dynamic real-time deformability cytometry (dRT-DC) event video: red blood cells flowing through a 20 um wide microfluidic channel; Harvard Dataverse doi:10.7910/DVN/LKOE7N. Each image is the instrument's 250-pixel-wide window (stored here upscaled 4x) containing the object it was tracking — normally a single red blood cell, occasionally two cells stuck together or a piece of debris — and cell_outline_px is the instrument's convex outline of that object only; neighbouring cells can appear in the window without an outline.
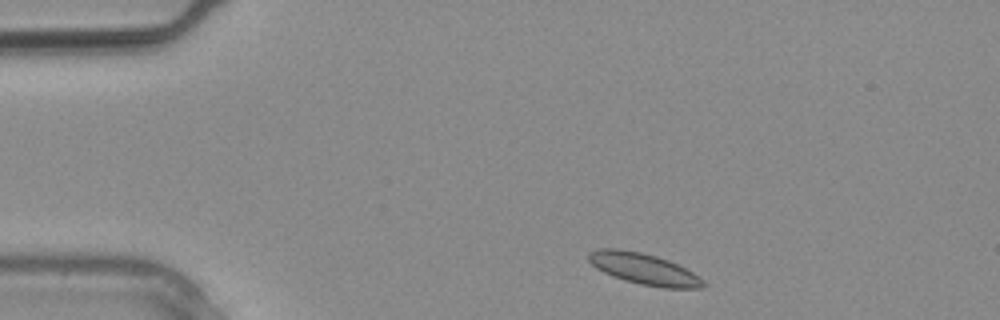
{"species": "common noctule bat (a hibernating species)", "species_latin": "Nyctalus noctula", "temperature_condition": "warm", "stored_images_in_passage": 25, "camera_frame_rate_fps": 3000, "um_per_image_px": 0.085, "animal": {"sex": "male", "body_mass_g": 20.4}, "frame": {"image": 1, "passage_image": 1, "time_ms": 0.0, "image_size_px": [1000, 320], "cell_outline_px": [[708, 284], [700, 288], [664, 288], [640, 284], [604, 272], [596, 268], [588, 260], [588, 252], [600, 248], [620, 248], [640, 252], [656, 256], [668, 260], [692, 272], [704, 280]], "centroid_in_image_um": [54.73, 22.84], "position_along_channel_um": 30.3, "area_um2": 20.63}}